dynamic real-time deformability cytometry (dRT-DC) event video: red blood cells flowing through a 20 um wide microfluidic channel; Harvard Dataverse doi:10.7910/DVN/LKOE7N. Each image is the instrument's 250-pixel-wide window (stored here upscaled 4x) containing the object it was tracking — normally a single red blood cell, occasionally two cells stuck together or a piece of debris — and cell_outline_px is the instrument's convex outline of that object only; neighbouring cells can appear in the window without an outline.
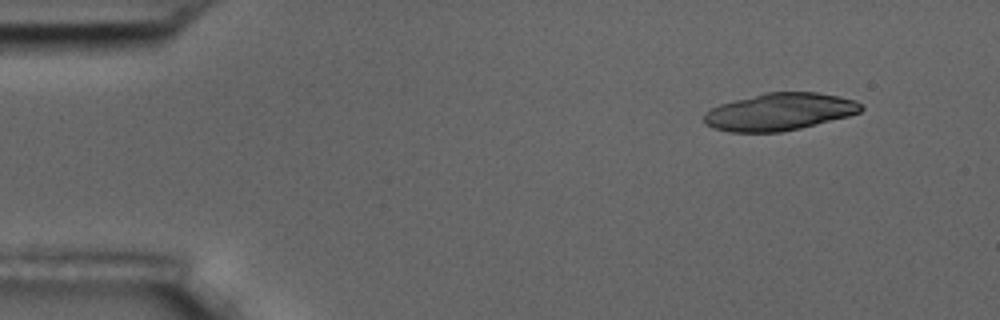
{"species": "common noctule bat (a hibernating species)", "species_latin": "Nyctalus noctula", "temperature_condition": "room temperature", "stored_images_in_passage": 4, "camera_frame_rate_fps": 3000, "um_per_image_px": 0.085, "animal": {"sex": "male", "body_mass_g": 17.5, "forearm_length_mm": 52.3}, "frame": {"image": 1, "passage_image": 1, "time_ms": 0.0, "image_size_px": [1000, 320], "cell_outline_px": [[864, 108], [860, 112], [848, 116], [800, 128], [780, 132], [728, 132], [712, 128], [704, 124], [704, 112], [720, 104], [764, 92], [816, 92], [840, 96], [856, 100]], "centroid_in_image_um": [66.24, 9.5], "position_along_channel_um": 18.8, "area_um2": 34.22}}